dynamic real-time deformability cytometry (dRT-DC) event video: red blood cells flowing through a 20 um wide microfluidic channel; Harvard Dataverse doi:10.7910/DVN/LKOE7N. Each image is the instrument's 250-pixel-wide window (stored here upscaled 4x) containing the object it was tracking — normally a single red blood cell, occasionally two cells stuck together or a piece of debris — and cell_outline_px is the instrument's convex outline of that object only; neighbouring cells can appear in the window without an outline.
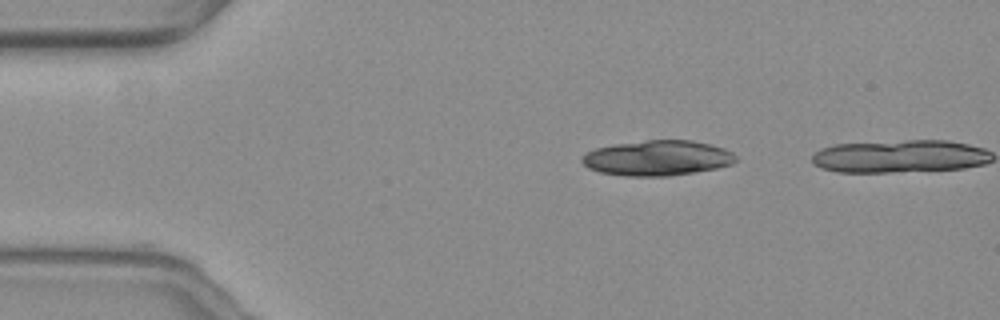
{"species": "common noctule bat (a hibernating species)", "species_latin": "Nyctalus noctula", "temperature_condition": "warm", "stored_images_in_passage": 2, "camera_frame_rate_fps": 3000, "um_per_image_px": 0.085, "animal": {"sex": "female", "body_mass_g": 19.3, "forearm_length_mm": 54.1}, "frame": {"image": 1, "passage_image": 1, "time_ms": 0.0, "image_size_px": [1000, 320], "cell_outline_px": [[736, 160], [732, 164], [716, 168], [668, 176], [624, 176], [600, 172], [588, 168], [580, 160], [588, 152], [596, 148], [612, 144], [648, 140], [692, 140], [724, 148], [732, 152], [736, 156]], "centroid_in_image_um": [55.87, 13.43], "position_along_channel_um": 29.1, "area_um2": 31.44}}